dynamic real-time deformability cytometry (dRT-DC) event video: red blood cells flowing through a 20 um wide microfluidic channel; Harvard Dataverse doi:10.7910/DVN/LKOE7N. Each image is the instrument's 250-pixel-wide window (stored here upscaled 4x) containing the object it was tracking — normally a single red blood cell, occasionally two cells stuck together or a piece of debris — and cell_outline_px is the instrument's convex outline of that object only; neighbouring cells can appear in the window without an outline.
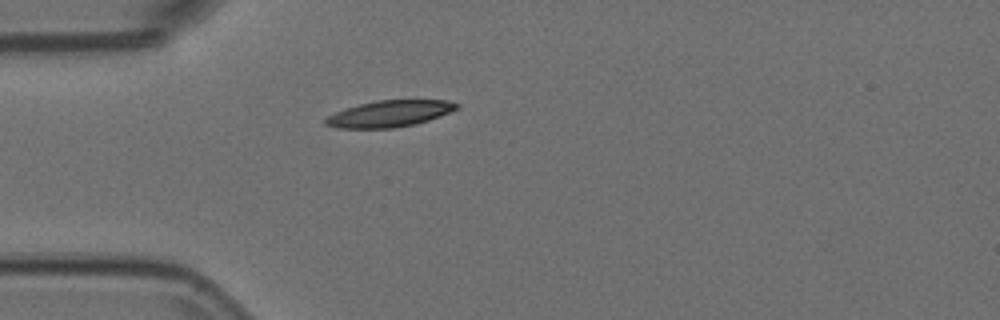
{"species": "Egyptian fruit bat (a non-hibernating species)", "species_latin": "Rousettus aegyptiacus", "temperature_condition": "room temperature", "stored_images_in_passage": 36, "camera_frame_rate_fps": 3000, "um_per_image_px": 0.085, "animal": {"sex": "female"}, "frame": {"image": 1, "passage_image": 1, "time_ms": 0.0, "image_size_px": [1000, 320], "cell_outline_px": [[460, 108], [440, 116], [416, 124], [392, 128], [336, 128], [324, 124], [324, 120], [328, 116], [336, 112], [360, 104], [376, 100], [448, 100], [460, 104]], "centroid_in_image_um": [33.15, 9.66], "position_along_channel_um": 51.9, "area_um2": 20.17}}
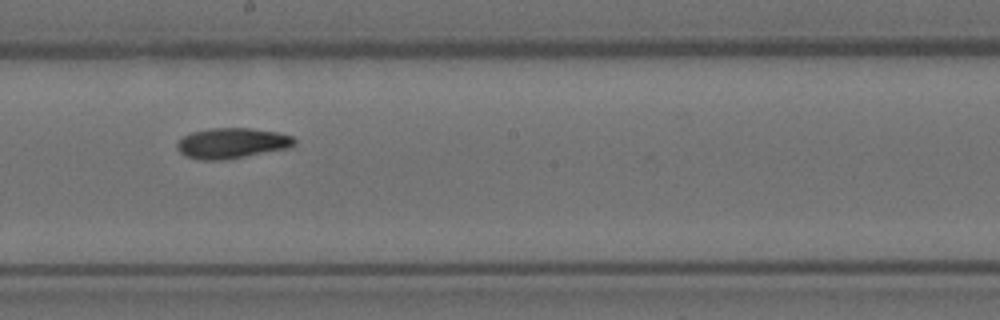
{"frame": {"image": 2, "passage_image": 16, "time_ms": 5.0, "image_size_px": [1000, 320], "cell_outline_px": [[296, 144], [288, 148], [224, 160], [200, 160], [184, 156], [176, 148], [176, 144], [184, 136], [192, 132], [212, 128], [248, 128], [276, 132], [292, 136], [296, 140]], "centroid_in_image_um": [19.69, 12.18], "position_along_channel_um": 228.5, "area_um2": 20.75}}
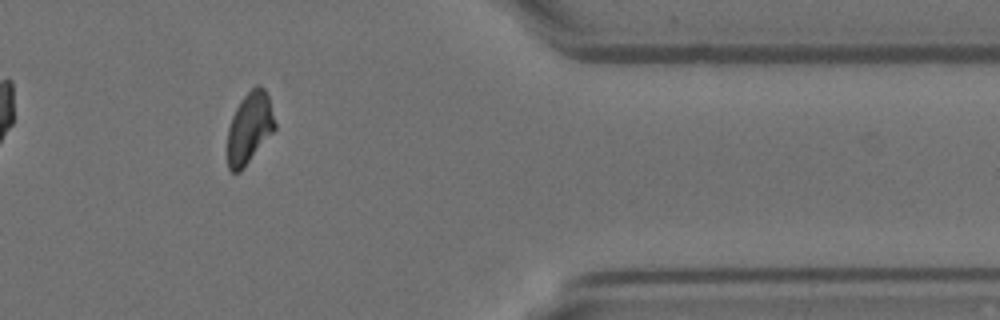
{"frame": {"image": 3, "passage_image": 31, "time_ms": 10.0, "image_size_px": [1000, 320], "cell_outline_px": [[276, 128], [240, 172], [232, 172], [228, 168], [228, 128], [232, 116], [240, 100], [256, 84], [260, 84], [264, 88], [268, 96], [276, 124]], "centroid_in_image_um": [21.21, 10.85], "position_along_channel_um": 390.2, "area_um2": 19.54}, "authors_computed_cell_mechanics": {"area_um2": 20.2589, "velocity_mm_per_s": 3.6995, "shape_relaxation_time_tau1_ms": null, "shape_relaxation_time_tau2_ms": 5.1169, "deformation_change_tau1": null, "deformation_change_tau2": 0.1077}}